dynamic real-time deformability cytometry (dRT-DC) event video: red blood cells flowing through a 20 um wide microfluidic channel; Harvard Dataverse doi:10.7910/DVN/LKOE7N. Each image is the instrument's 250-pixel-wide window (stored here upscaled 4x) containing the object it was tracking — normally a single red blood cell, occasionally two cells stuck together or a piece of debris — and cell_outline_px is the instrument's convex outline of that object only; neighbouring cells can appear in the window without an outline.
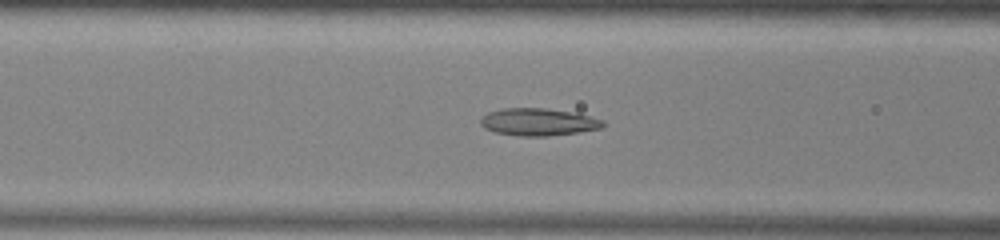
{"species": "common noctule bat (a hibernating species)", "species_latin": "Nyctalus noctula", "temperature_condition": "warm", "stored_images_in_passage": 50, "camera_frame_rate_fps": 3000, "um_per_image_px": 0.085, "animal": {"sex": "male", "body_mass_g": 13.0, "forearm_length_mm": 53.1}, "frame": {"image": 1, "passage_image": 19, "time_ms": 6.0, "image_size_px": [1000, 240], "cell_outline_px": [[608, 124], [600, 128], [580, 132], [548, 136], [520, 136], [496, 132], [484, 128], [480, 124], [480, 120], [488, 112], [504, 108], [544, 108], [568, 112], [588, 116], [604, 120]], "centroid_in_image_um": [45.76, 10.38], "position_along_channel_um": 120.8, "area_um2": 19.36}}
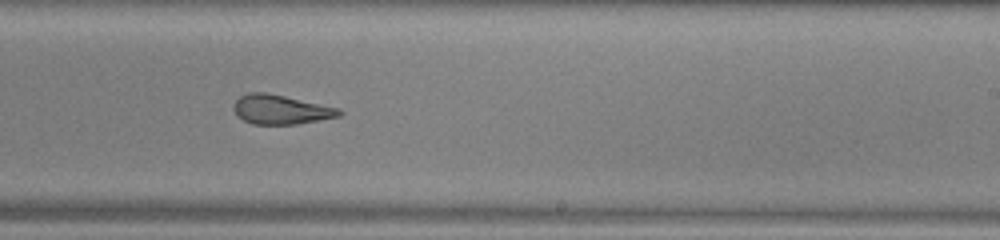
{"frame": {"image": 2, "passage_image": 30, "time_ms": 9.667, "image_size_px": [1000, 240], "cell_outline_px": [[344, 112], [340, 116], [296, 124], [252, 124], [236, 116], [232, 108], [232, 104], [240, 96], [248, 92], [268, 92], [340, 108]], "centroid_in_image_um": [23.84, 9.3], "position_along_channel_um": 265.2, "area_um2": 18.26}}
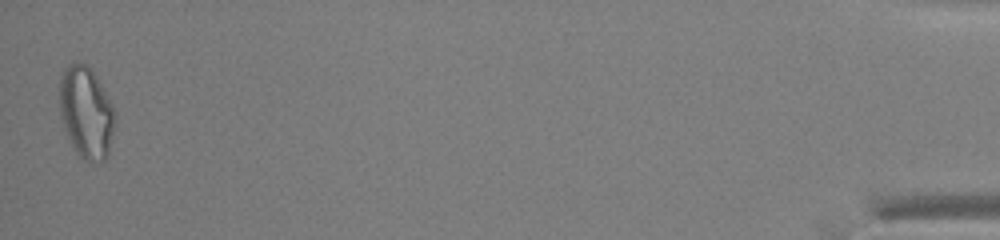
{"frame": {"image": 3, "passage_image": 50, "time_ms": 16.333, "image_size_px": [1000, 240], "cell_outline_px": [[116, 124], [108, 156], [104, 160], [84, 160], [76, 152], [64, 128], [60, 116], [60, 76], [68, 64], [88, 64], [96, 76], [112, 104], [116, 112]], "centroid_in_image_um": [7.35, 9.56], "position_along_channel_um": 427.8, "area_um2": 29.59}, "authors_computed_cell_mechanics": {"area_um2": 20.9525, "velocity_mm_per_s": 3.9481, "shape_relaxation_time_tau1_ms": 10.2987, "shape_relaxation_time_tau2_ms": 2.0847, "deformation_change_tau1": 0.2385, "deformation_change_tau2": 0.1055}}